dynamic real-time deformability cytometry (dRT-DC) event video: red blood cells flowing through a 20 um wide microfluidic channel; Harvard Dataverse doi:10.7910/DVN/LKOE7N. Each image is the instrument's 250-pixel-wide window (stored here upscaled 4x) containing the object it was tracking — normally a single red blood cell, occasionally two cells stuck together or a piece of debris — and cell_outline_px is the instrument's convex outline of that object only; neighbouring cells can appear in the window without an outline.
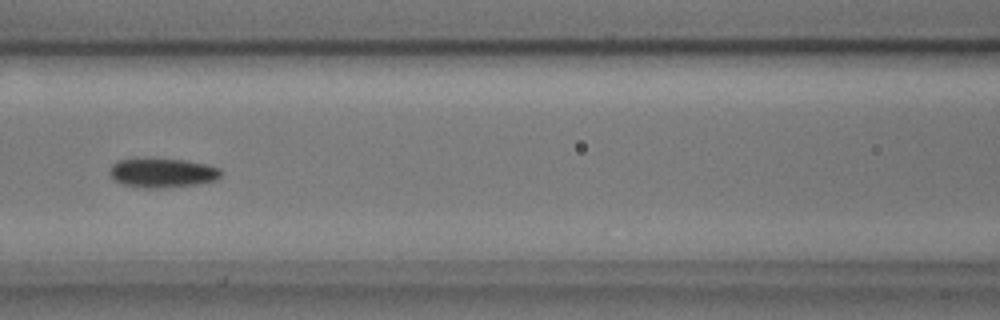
{"species": "common noctule bat (a hibernating species)", "species_latin": "Nyctalus noctula", "temperature_condition": "cold", "stored_images_in_passage": 8, "camera_frame_rate_fps": 3000, "um_per_image_px": 0.085, "animal": {"sex": "male", "body_mass_g": 17.9, "forearm_length_mm": 54.2}, "frame": {"image": 1, "passage_image": 7, "time_ms": 2.0, "image_size_px": [1000, 320], "cell_outline_px": [[224, 172], [216, 180], [196, 184], [156, 188], [144, 188], [124, 184], [116, 180], [112, 176], [112, 164], [116, 160], [136, 156], [152, 156], [184, 160], [208, 164], [220, 168]], "centroid_in_image_um": [13.81, 14.63], "position_along_channel_um": 152.8, "area_um2": 19.59}}
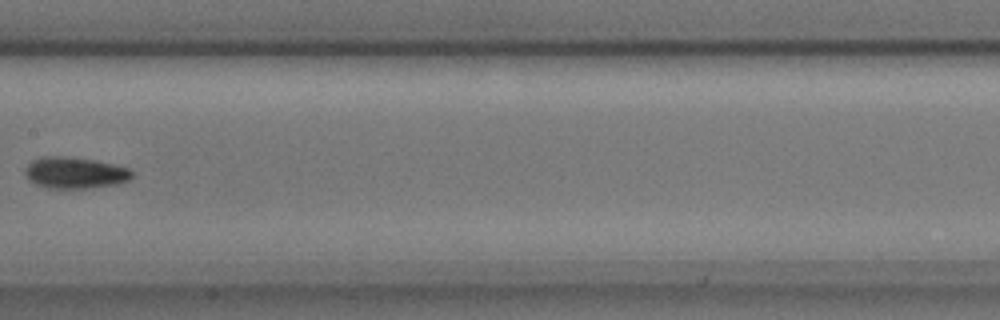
{"frame": {"image": 2, "passage_image": 8, "time_ms": 2.333, "image_size_px": [1000, 320], "cell_outline_px": [[136, 172], [128, 180], [120, 184], [84, 188], [48, 188], [36, 184], [28, 180], [24, 176], [24, 168], [32, 160], [40, 156], [68, 156], [96, 160], [128, 168]], "centroid_in_image_um": [6.35, 14.67], "position_along_channel_um": 201.1, "area_um2": 19.88}}